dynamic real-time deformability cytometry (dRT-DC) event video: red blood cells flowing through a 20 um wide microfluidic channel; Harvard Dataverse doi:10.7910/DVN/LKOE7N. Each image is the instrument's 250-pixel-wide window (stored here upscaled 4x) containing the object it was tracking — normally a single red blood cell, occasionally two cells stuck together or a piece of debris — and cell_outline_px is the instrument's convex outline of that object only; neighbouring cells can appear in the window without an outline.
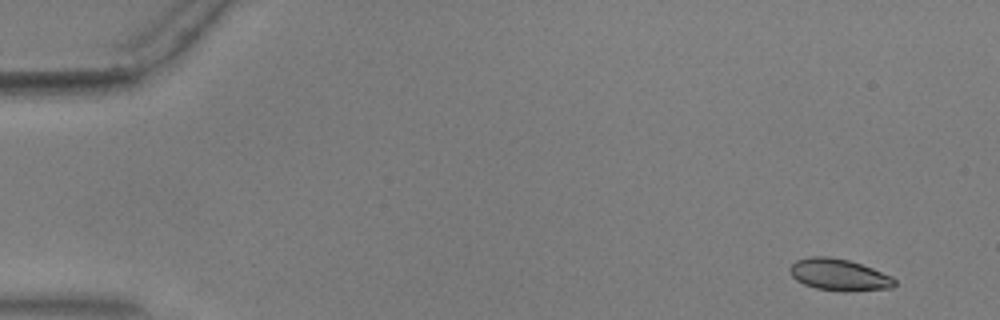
{"species": "common noctule bat (a hibernating species)", "species_latin": "Nyctalus noctula", "temperature_condition": "warm", "stored_images_in_passage": 56, "camera_frame_rate_fps": 3000, "um_per_image_px": 0.085, "animal": {"sex": "male", "body_mass_g": 17.9, "forearm_length_mm": 54.2}, "frame": {"image": 1, "passage_image": 4, "time_ms": 1.0, "image_size_px": [1000, 320], "cell_outline_px": [[896, 284], [892, 288], [844, 292], [816, 288], [804, 284], [796, 280], [792, 276], [788, 268], [796, 260], [808, 256], [828, 256], [848, 260], [872, 268], [892, 276], [896, 280]], "centroid_in_image_um": [71.31, 23.36], "position_along_channel_um": 13.7, "area_um2": 19.48}}
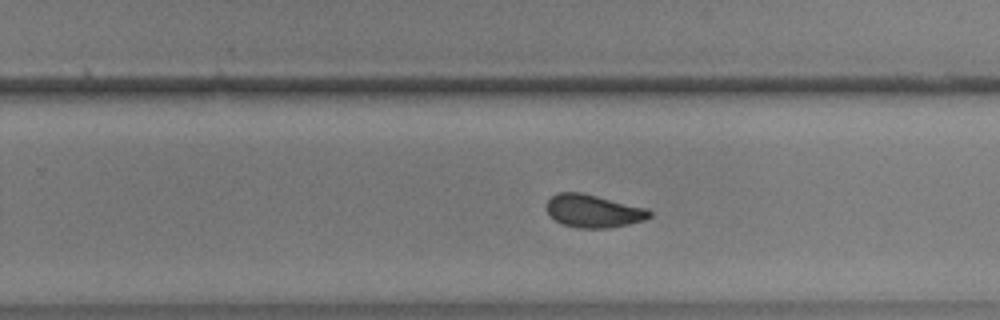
{"frame": {"image": 2, "passage_image": 36, "time_ms": 11.667, "image_size_px": [1000, 320], "cell_outline_px": [[652, 216], [644, 220], [628, 224], [608, 228], [580, 228], [564, 224], [556, 220], [544, 208], [548, 200], [556, 192], [580, 192], [648, 208], [652, 212]], "centroid_in_image_um": [50.45, 17.93], "position_along_channel_um": 279.4, "area_um2": 19.71}}
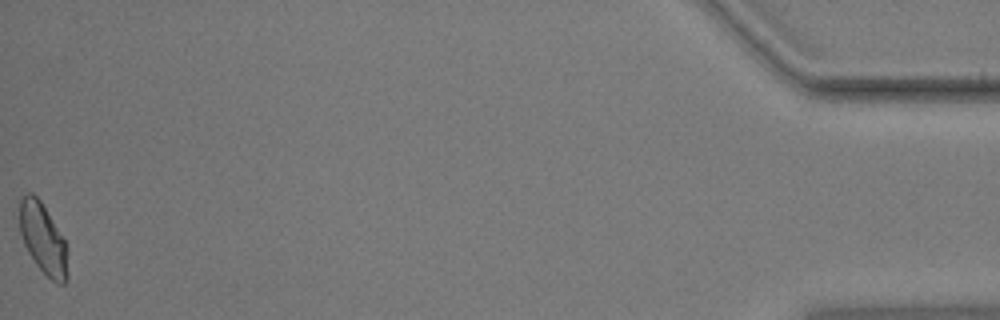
{"frame": {"image": 3, "passage_image": 56, "time_ms": 18.333, "image_size_px": [1000, 320], "cell_outline_px": [[68, 280], [64, 284], [56, 284], [36, 264], [28, 252], [24, 244], [20, 232], [20, 196], [24, 192], [32, 192], [40, 200], [64, 240], [68, 276]], "centroid_in_image_um": [3.63, 20.28], "position_along_channel_um": 431.6, "area_um2": 19.48}, "authors_computed_cell_mechanics": {"area_um2": 19.941, "velocity_mm_per_s": 3.6573, "shape_relaxation_time_tau1_ms": 3.2622, "shape_relaxation_time_tau2_ms": 1.1738, "deformation_change_tau1": 0.0963, "deformation_change_tau2": 0.048}}